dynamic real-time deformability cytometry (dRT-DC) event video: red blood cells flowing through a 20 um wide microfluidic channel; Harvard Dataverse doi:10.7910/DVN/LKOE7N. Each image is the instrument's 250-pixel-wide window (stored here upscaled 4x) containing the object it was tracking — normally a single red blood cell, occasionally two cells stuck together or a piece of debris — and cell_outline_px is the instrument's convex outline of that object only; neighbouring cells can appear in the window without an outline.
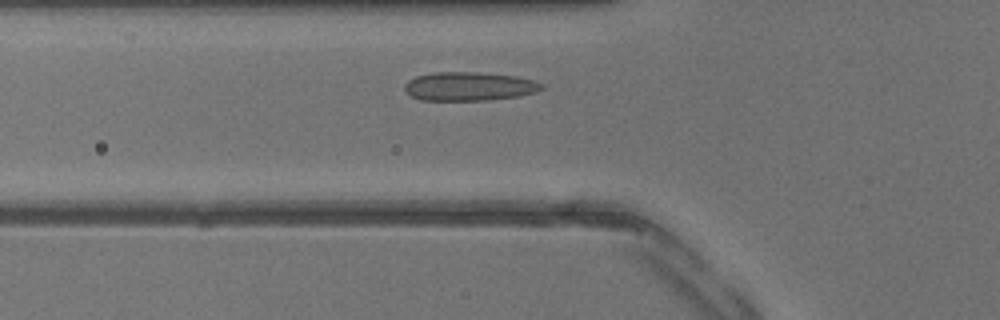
{"species": "common noctule bat (a hibernating species)", "species_latin": "Nyctalus noctula", "temperature_condition": "warm", "stored_images_in_passage": 27, "camera_frame_rate_fps": 3000, "um_per_image_px": 0.085, "animal": {"sex": "male", "body_mass_g": 13.3}, "frame": {"image": 1, "passage_image": 2, "time_ms": 0.333, "image_size_px": [1000, 320], "cell_outline_px": [[544, 88], [536, 92], [516, 96], [488, 100], [420, 100], [412, 96], [404, 88], [404, 84], [408, 80], [416, 76], [432, 72], [476, 72], [516, 76], [532, 80], [544, 84]], "centroid_in_image_um": [39.87, 7.33], "position_along_channel_um": 85.9, "area_um2": 22.89}}
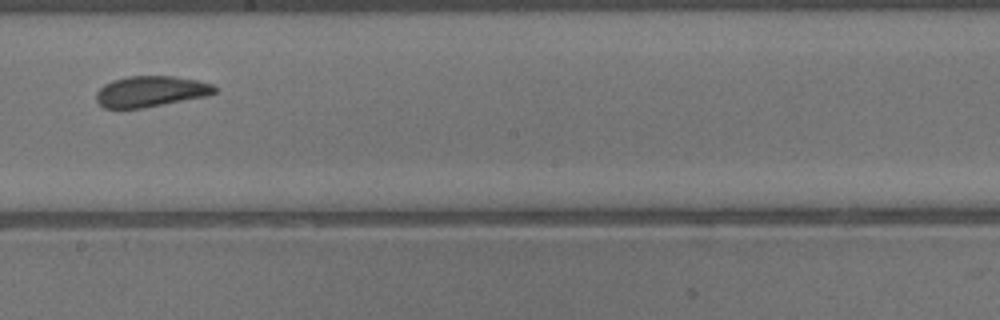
{"frame": {"image": 2, "passage_image": 11, "time_ms": 3.333, "image_size_px": [1000, 320], "cell_outline_px": [[220, 88], [216, 92], [208, 96], [140, 108], [104, 108], [96, 100], [96, 92], [104, 84], [112, 80], [128, 76], [172, 76], [200, 80], [216, 84]], "centroid_in_image_um": [12.87, 7.75], "position_along_channel_um": 235.3, "area_um2": 21.5}}
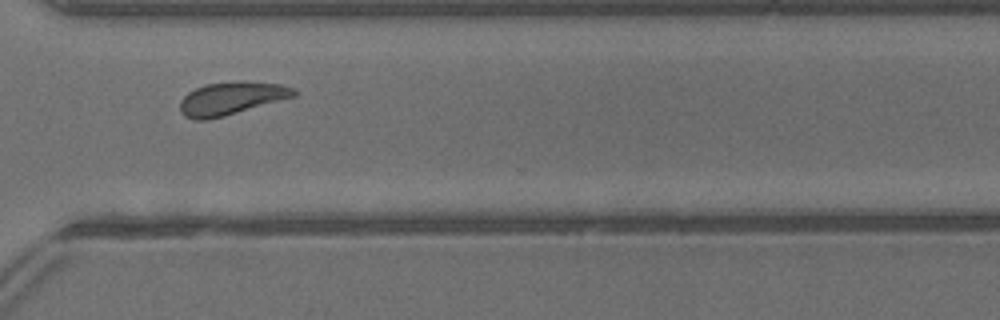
{"frame": {"image": 3, "passage_image": 18, "time_ms": 5.667, "image_size_px": [1000, 320], "cell_outline_px": [[300, 92], [296, 96], [224, 116], [204, 120], [192, 120], [184, 116], [180, 112], [180, 100], [188, 92], [196, 88], [208, 84], [236, 80], [240, 80], [280, 84], [296, 88]], "centroid_in_image_um": [19.68, 8.35], "position_along_channel_um": 350.9, "area_um2": 22.08}}